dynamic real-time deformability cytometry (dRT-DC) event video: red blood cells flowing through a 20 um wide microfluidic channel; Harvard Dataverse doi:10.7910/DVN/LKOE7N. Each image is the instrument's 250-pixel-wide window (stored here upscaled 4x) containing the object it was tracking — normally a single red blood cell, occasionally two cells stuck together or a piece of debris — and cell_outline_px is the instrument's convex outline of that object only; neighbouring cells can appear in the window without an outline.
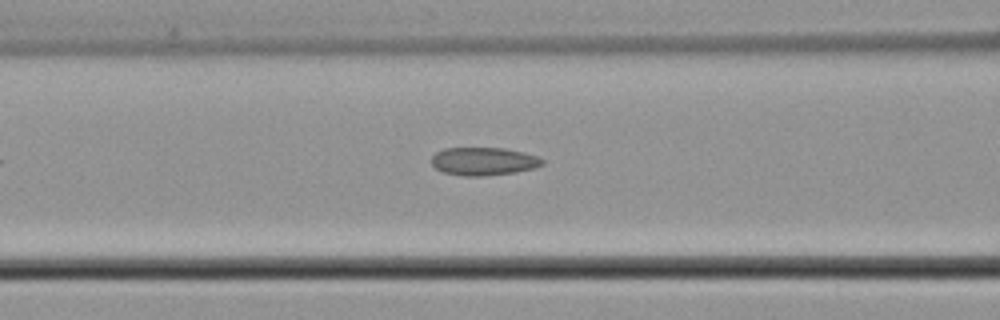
{"species": "common noctule bat (a hibernating species)", "species_latin": "Nyctalus noctula", "temperature_condition": "cold", "stored_images_in_passage": 33, "camera_frame_rate_fps": 3000, "um_per_image_px": 0.085, "animal": {"sex": "male", "body_mass_g": 21.5, "forearm_length_mm": 52.0}, "frame": {"image": 1, "passage_image": 13, "time_ms": 4.0, "image_size_px": [1000, 320], "cell_outline_px": [[544, 164], [532, 168], [516, 172], [484, 176], [464, 176], [444, 172], [436, 168], [432, 164], [432, 156], [436, 152], [444, 148], [504, 148], [524, 152], [536, 156], [544, 160]], "centroid_in_image_um": [41.1, 13.71], "position_along_channel_um": 125.5, "area_um2": 18.03}}
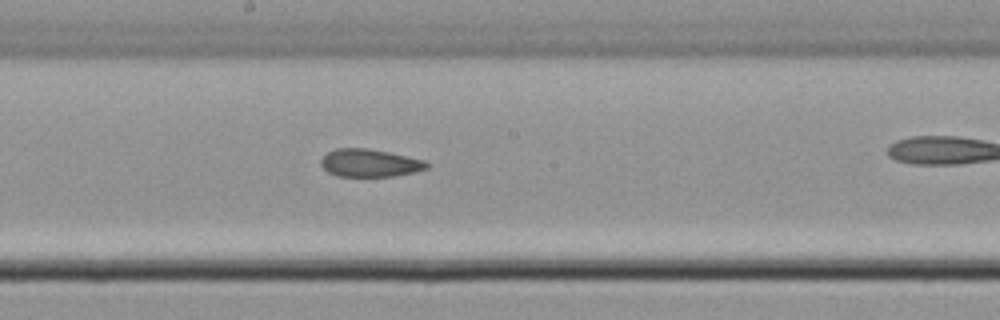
{"frame": {"image": 2, "passage_image": 20, "time_ms": 6.333, "image_size_px": [1000, 320], "cell_outline_px": [[428, 168], [412, 172], [392, 176], [336, 176], [328, 172], [320, 164], [320, 160], [328, 152], [336, 148], [368, 148], [388, 152], [424, 160], [428, 164]], "centroid_in_image_um": [31.38, 13.85], "position_along_channel_um": 216.8, "area_um2": 16.94}}
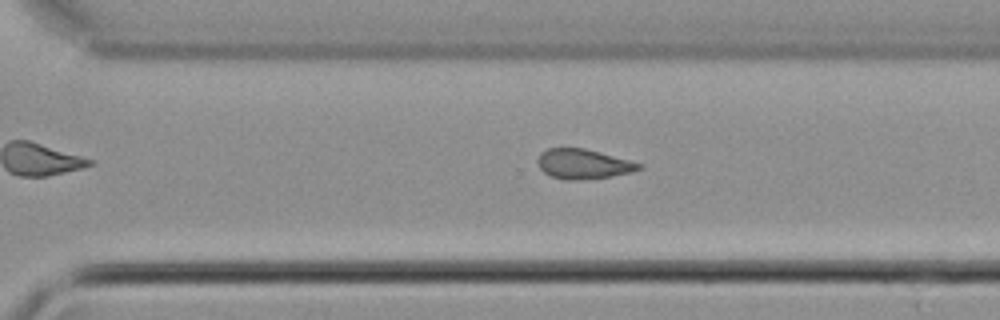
{"frame": {"image": 3, "passage_image": 28, "time_ms": 9.0, "image_size_px": [1000, 320], "cell_outline_px": [[640, 168], [632, 172], [612, 176], [584, 180], [564, 180], [552, 176], [544, 172], [540, 168], [536, 160], [540, 152], [548, 148], [584, 148], [628, 160], [640, 164]], "centroid_in_image_um": [49.51, 13.94], "position_along_channel_um": 321.1, "area_um2": 17.46}}